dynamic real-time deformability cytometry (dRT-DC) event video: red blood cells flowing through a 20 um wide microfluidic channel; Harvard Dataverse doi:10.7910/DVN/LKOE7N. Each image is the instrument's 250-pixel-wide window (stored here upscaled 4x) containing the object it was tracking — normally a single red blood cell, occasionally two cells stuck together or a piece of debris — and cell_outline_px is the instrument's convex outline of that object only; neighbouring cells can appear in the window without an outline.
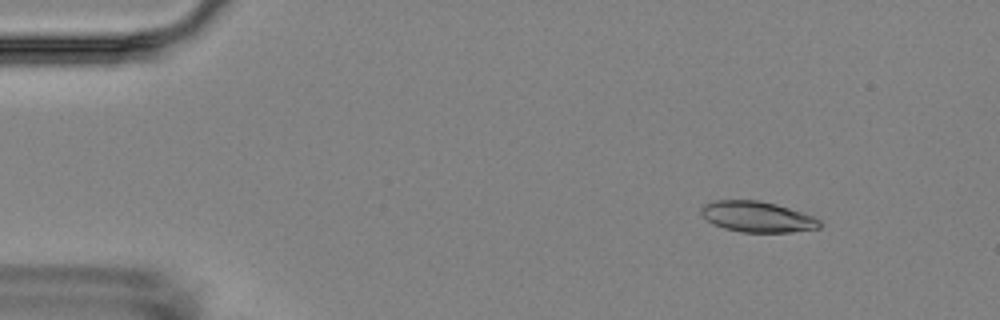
{"species": "Egyptian fruit bat (a non-hibernating species)", "species_latin": "Rousettus aegyptiacus", "temperature_condition": "room temperature", "stored_images_in_passage": 5, "camera_frame_rate_fps": 3000, "um_per_image_px": 0.085, "animal": {"sex": "female"}, "frame": {"image": 1, "passage_image": 1, "time_ms": 0.0, "image_size_px": [1000, 320], "cell_outline_px": [[820, 228], [792, 232], [740, 232], [724, 228], [712, 224], [700, 212], [700, 208], [704, 204], [716, 200], [760, 200], [776, 204], [812, 216], [820, 220]], "centroid_in_image_um": [64.34, 18.42], "position_along_channel_um": 20.7, "area_um2": 21.15}}